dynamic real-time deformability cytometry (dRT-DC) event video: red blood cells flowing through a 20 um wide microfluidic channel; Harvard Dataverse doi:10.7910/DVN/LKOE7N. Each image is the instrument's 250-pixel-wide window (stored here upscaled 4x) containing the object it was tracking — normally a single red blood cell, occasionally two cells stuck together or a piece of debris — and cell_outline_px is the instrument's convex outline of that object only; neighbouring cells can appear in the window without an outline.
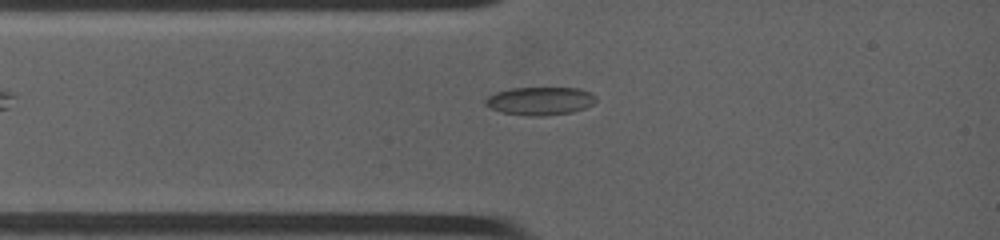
{"species": "common noctule bat (a hibernating species)", "species_latin": "Nyctalus noctula", "temperature_condition": "warm", "stored_images_in_passage": 57, "camera_frame_rate_fps": 4500, "um_per_image_px": 0.085, "animal": {"sex": "female", "body_mass_g": 19.0, "forearm_length_mm": 53.3}, "frame": {"image": 1, "passage_image": 8, "time_ms": 2.0, "image_size_px": [1000, 240], "cell_outline_px": [[596, 100], [592, 104], [584, 108], [572, 112], [544, 116], [528, 116], [504, 112], [492, 108], [484, 104], [484, 100], [488, 96], [496, 92], [512, 88], [580, 88], [596, 96]], "centroid_in_image_um": [45.9, 8.58], "position_along_channel_um": 39.1, "area_um2": 17.98}}
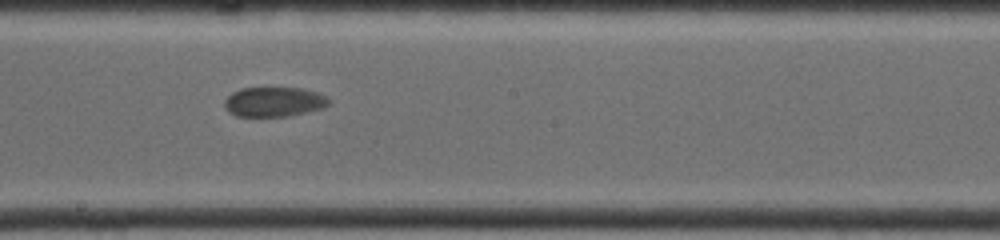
{"frame": {"image": 2, "passage_image": 25, "time_ms": 6.889, "image_size_px": [1000, 240], "cell_outline_px": [[332, 100], [324, 108], [288, 116], [236, 116], [228, 112], [224, 108], [224, 100], [232, 92], [240, 88], [300, 88], [316, 92]], "centroid_in_image_um": [23.26, 8.66], "position_along_channel_um": 224.9, "area_um2": 18.09}}
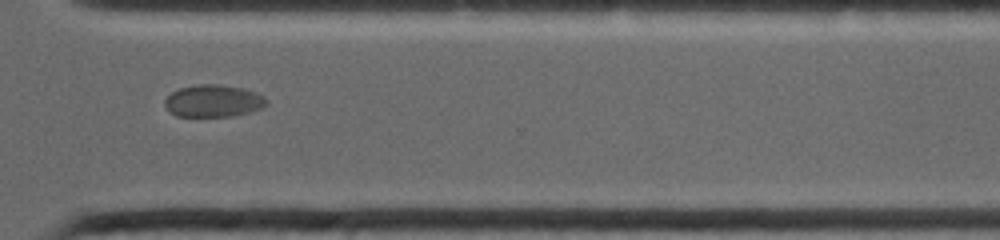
{"frame": {"image": 3, "passage_image": 38, "time_ms": 10.222, "image_size_px": [1000, 240], "cell_outline_px": [[268, 104], [264, 108], [232, 116], [176, 116], [168, 112], [164, 104], [164, 100], [172, 92], [180, 88], [196, 84], [216, 84], [244, 88], [256, 92], [264, 96], [268, 100]], "centroid_in_image_um": [18.14, 8.58], "position_along_channel_um": 352.5, "area_um2": 19.31}}